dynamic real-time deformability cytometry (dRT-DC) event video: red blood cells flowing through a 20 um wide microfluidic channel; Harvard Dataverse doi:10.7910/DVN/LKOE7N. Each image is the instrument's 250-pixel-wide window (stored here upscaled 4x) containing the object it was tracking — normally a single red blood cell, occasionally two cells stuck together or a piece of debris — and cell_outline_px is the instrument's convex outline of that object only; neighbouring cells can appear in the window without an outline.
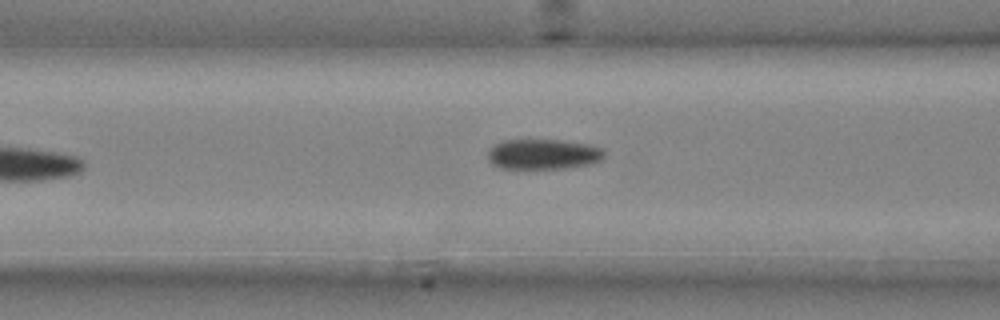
{"species": "common noctule bat (a hibernating species)", "species_latin": "Nyctalus noctula", "temperature_condition": "cold", "stored_images_in_passage": 5, "camera_frame_rate_fps": 3000, "um_per_image_px": 0.085, "animal": {"sex": "male", "body_mass_g": 20.4}, "frame": {"image": 1, "passage_image": 5, "time_ms": 1.333, "image_size_px": [1000, 320], "cell_outline_px": [[604, 160], [588, 164], [568, 168], [500, 168], [492, 164], [488, 160], [488, 148], [500, 140], [560, 140], [584, 144], [604, 148]], "centroid_in_image_um": [46.15, 13.1], "position_along_channel_um": 120.5, "area_um2": 20.63}}